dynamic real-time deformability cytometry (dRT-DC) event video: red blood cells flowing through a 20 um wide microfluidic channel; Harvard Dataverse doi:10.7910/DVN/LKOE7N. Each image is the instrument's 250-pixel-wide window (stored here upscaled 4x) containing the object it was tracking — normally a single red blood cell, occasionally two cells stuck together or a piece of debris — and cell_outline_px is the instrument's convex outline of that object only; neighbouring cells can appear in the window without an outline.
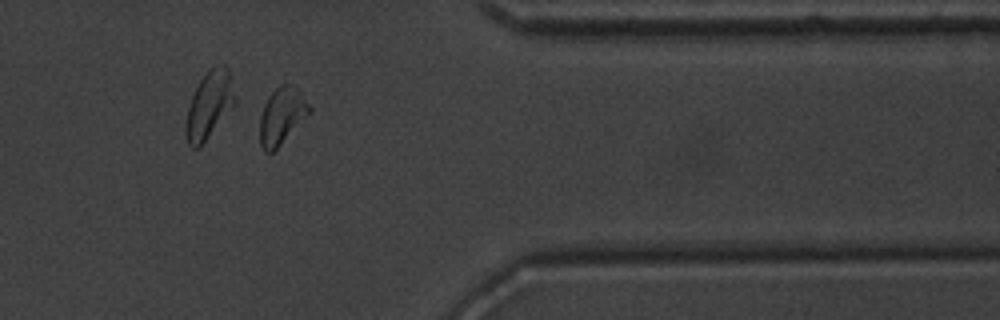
{"species": "common noctule bat (a hibernating species)", "species_latin": "Nyctalus noctula", "temperature_condition": "warm", "stored_images_in_passage": 32, "camera_frame_rate_fps": 3000, "um_per_image_px": 0.085, "animal": {"sex": "male", "body_mass_g": 20.1, "forearm_length_mm": 53.5}, "frame": {"image": 1, "passage_image": 28, "time_ms": 9.0, "image_size_px": [1000, 320], "cell_outline_px": [[312, 112], [272, 152], [264, 152], [260, 144], [260, 116], [264, 104], [268, 96], [280, 84], [292, 84], [300, 92], [312, 108]], "centroid_in_image_um": [23.96, 9.83], "position_along_channel_um": 387.4, "area_um2": 16.3}}